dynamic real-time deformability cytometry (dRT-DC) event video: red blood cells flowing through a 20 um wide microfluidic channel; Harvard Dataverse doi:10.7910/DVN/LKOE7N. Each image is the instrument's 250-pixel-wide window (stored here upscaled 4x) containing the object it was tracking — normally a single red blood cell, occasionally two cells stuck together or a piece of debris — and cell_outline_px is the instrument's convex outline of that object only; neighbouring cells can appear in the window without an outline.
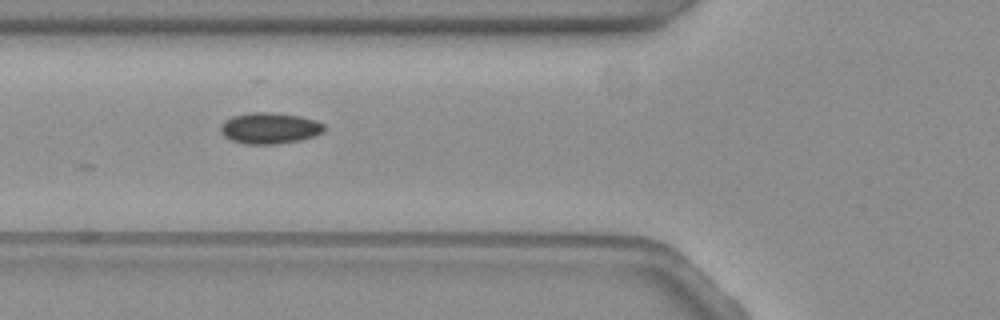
{"species": "common noctule bat (a hibernating species)", "species_latin": "Nyctalus noctula", "temperature_condition": "warm", "stored_images_in_passage": 26, "camera_frame_rate_fps": 3000, "um_per_image_px": 0.085, "animal": {"sex": "female", "body_mass_g": 19.3, "forearm_length_mm": 54.1}, "frame": {"image": 1, "passage_image": 3, "time_ms": 0.667, "image_size_px": [1000, 320], "cell_outline_px": [[324, 132], [300, 140], [276, 144], [244, 144], [232, 140], [224, 136], [220, 132], [220, 124], [224, 120], [232, 116], [252, 112], [268, 112], [300, 116], [316, 120], [324, 124]], "centroid_in_image_um": [22.89, 10.89], "position_along_channel_um": 102.9, "area_um2": 18.84}}
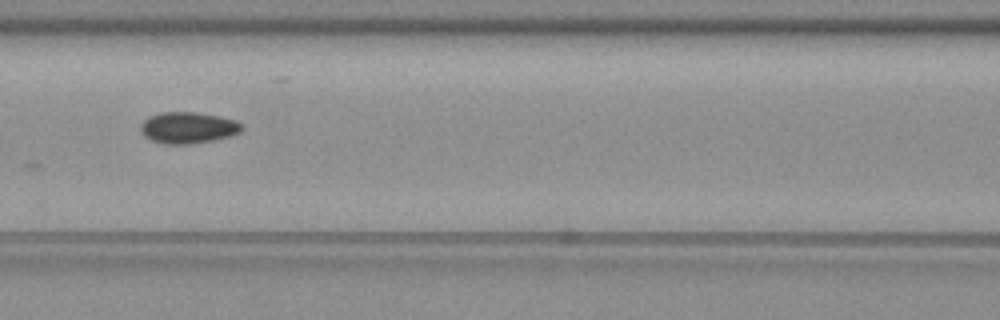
{"frame": {"image": 2, "passage_image": 7, "time_ms": 2.0, "image_size_px": [1000, 320], "cell_outline_px": [[244, 128], [240, 132], [228, 136], [212, 140], [188, 144], [164, 144], [152, 140], [144, 136], [140, 132], [140, 124], [148, 116], [160, 112], [196, 112], [220, 116], [236, 120], [244, 124]], "centroid_in_image_um": [15.97, 10.84], "position_along_channel_um": 150.6, "area_um2": 18.67}}